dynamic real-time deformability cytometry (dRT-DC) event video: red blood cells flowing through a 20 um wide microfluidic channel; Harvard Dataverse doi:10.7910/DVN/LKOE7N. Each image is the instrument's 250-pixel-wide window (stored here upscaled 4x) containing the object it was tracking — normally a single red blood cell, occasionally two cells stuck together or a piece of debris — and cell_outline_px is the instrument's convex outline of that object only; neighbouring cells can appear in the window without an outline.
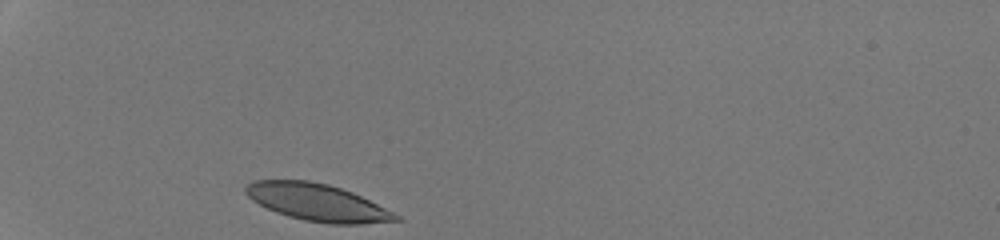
{"species": "human", "species_latin": "Homo sapiens", "temperature_condition": "room temperature", "stored_images_in_passage": 28, "camera_frame_rate_fps": 3000, "um_per_image_px": 0.085, "donor": {"sex": "male"}, "frame": {"image": 1, "passage_image": 1, "time_ms": 0.0, "image_size_px": [1000, 240], "cell_outline_px": [[404, 220], [360, 224], [328, 224], [304, 220], [288, 216], [276, 212], [252, 200], [244, 192], [244, 188], [248, 184], [256, 180], [308, 180], [328, 184], [352, 192], [400, 216]], "centroid_in_image_um": [26.96, 17.21], "position_along_channel_um": 58.0, "area_um2": 32.19}}
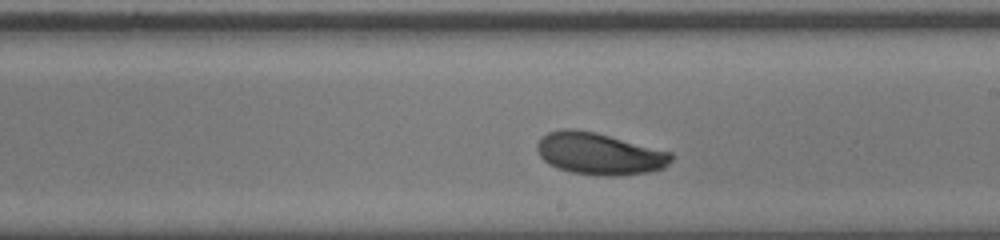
{"frame": {"image": 2, "passage_image": 16, "time_ms": 5.0, "image_size_px": [1000, 240], "cell_outline_px": [[672, 160], [664, 168], [648, 172], [616, 176], [596, 176], [572, 172], [548, 164], [540, 156], [536, 148], [536, 144], [540, 136], [548, 132], [564, 128], [572, 128], [596, 132], [672, 152]], "centroid_in_image_um": [50.92, 13.06], "position_along_channel_um": 238.1, "area_um2": 33.0}}
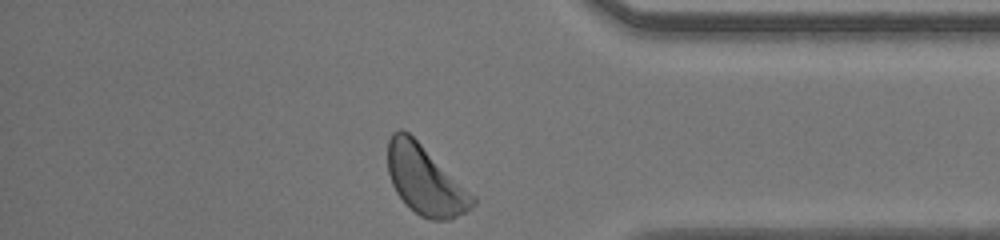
{"frame": {"image": 3, "passage_image": 28, "time_ms": 9.0, "image_size_px": [1000, 240], "cell_outline_px": [[476, 204], [464, 212], [448, 220], [428, 220], [420, 216], [396, 192], [392, 184], [388, 172], [388, 140], [392, 132], [400, 128], [408, 132], [476, 196]], "centroid_in_image_um": [36.15, 15.31], "position_along_channel_um": 399.1, "area_um2": 33.81}, "authors_computed_cell_mechanics": {"area_um2": 32.2524, "velocity_mm_per_s": 4.2405, "shape_relaxation_time_tau1_ms": 2.7389, "shape_relaxation_time_tau2_ms": null, "deformation_change_tau1": 0.1088, "deformation_change_tau2": null}}